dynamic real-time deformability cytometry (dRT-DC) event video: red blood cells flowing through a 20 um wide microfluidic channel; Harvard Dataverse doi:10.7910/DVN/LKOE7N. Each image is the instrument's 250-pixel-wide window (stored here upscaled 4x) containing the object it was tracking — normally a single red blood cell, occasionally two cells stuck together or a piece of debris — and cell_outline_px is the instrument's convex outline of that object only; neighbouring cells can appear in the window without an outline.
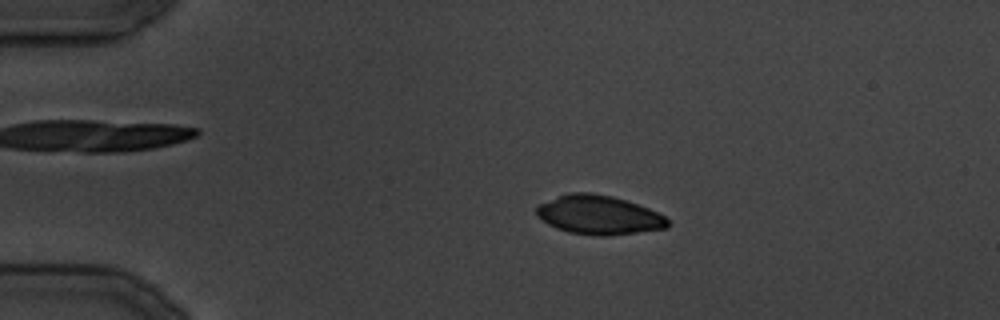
{"species": "common noctule bat (a hibernating species)", "species_latin": "Nyctalus noctula", "temperature_condition": "cold", "stored_images_in_passage": 27, "camera_frame_rate_fps": 3000, "um_per_image_px": 0.085, "animal": {"sex": "male", "body_mass_g": 19.5, "forearm_length_mm": 54.6}, "frame": {"image": 1, "passage_image": 8, "time_ms": 9.0, "image_size_px": [1000, 320], "cell_outline_px": [[668, 228], [608, 236], [600, 236], [568, 232], [556, 228], [548, 224], [536, 216], [536, 208], [540, 204], [568, 192], [592, 192], [612, 196], [648, 208], [664, 216], [668, 220]], "centroid_in_image_um": [50.88, 18.27], "position_along_channel_um": 34.1, "area_um2": 29.71}}
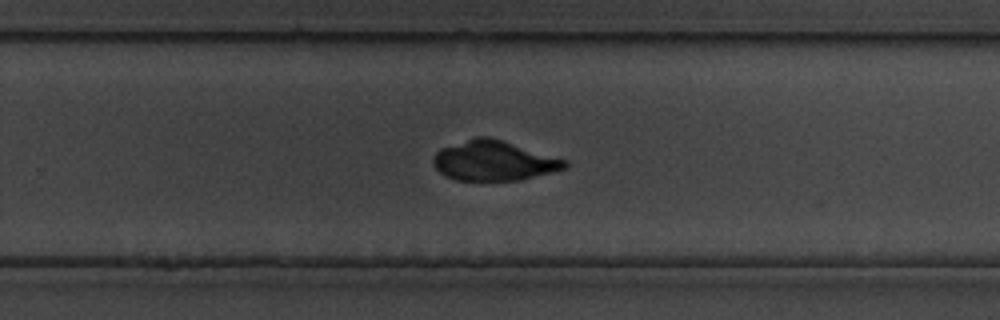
{"frame": {"image": 2, "passage_image": 24, "time_ms": 28.333, "image_size_px": [1000, 320], "cell_outline_px": [[568, 168], [520, 180], [456, 180], [444, 176], [436, 168], [432, 160], [432, 156], [440, 148], [476, 136], [488, 136], [568, 160]], "centroid_in_image_um": [41.96, 13.66], "position_along_channel_um": 287.8, "area_um2": 30.63}}
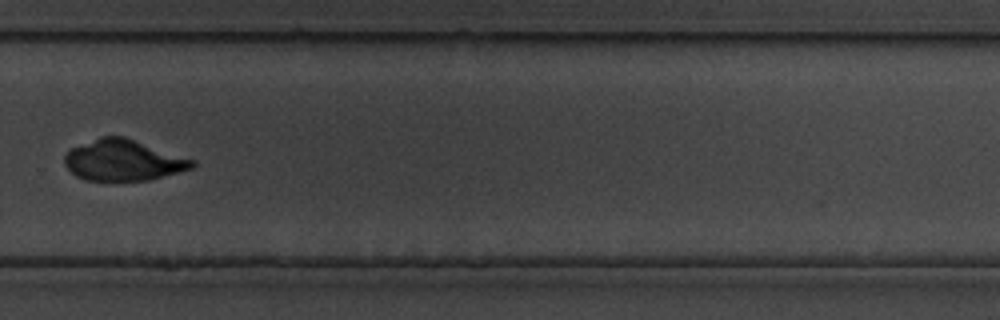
{"frame": {"image": 3, "passage_image": 26, "time_ms": 30.333, "image_size_px": [1000, 320], "cell_outline_px": [[196, 164], [192, 168], [148, 180], [88, 180], [76, 176], [64, 164], [64, 156], [72, 148], [100, 136], [124, 136], [196, 160]], "centroid_in_image_um": [10.49, 13.61], "position_along_channel_um": 319.3, "area_um2": 30.23}}